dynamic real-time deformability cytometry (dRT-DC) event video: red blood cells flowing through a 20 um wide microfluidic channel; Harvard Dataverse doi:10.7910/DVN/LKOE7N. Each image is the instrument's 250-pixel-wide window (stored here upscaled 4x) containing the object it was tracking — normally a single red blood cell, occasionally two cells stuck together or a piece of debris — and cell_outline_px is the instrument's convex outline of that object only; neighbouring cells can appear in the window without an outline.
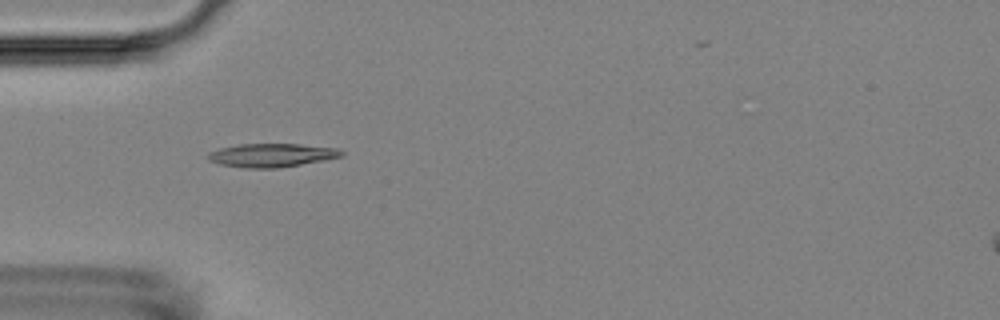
{"species": "Egyptian fruit bat (a non-hibernating species)", "species_latin": "Rousettus aegyptiacus", "temperature_condition": "room temperature", "stored_images_in_passage": 6, "camera_frame_rate_fps": 3000, "um_per_image_px": 0.085, "animal": {"sex": "female"}, "frame": {"image": 1, "passage_image": 5, "time_ms": 4.667, "image_size_px": [1000, 320], "cell_outline_px": [[344, 156], [324, 160], [276, 168], [240, 168], [220, 164], [208, 160], [208, 152], [220, 148], [240, 144], [300, 144], [336, 148], [344, 152]], "centroid_in_image_um": [23.07, 13.19], "position_along_channel_um": 61.9, "area_um2": 18.26}}